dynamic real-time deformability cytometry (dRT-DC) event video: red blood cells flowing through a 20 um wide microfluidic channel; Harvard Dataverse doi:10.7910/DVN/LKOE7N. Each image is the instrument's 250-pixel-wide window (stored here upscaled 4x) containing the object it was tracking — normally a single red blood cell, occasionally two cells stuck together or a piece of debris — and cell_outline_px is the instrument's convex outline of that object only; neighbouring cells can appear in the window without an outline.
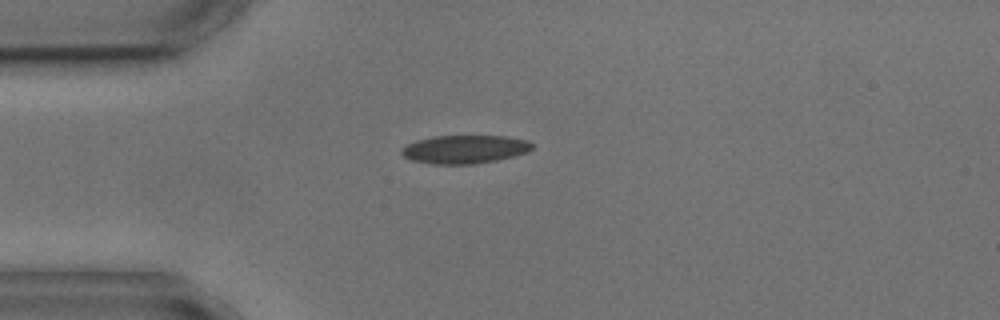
{"species": "common noctule bat (a hibernating species)", "species_latin": "Nyctalus noctula", "temperature_condition": "cold", "stored_images_in_passage": 1, "camera_frame_rate_fps": 3000, "um_per_image_px": 0.085, "animal": {"sex": "male", "body_mass_g": 17.9, "forearm_length_mm": 54.2}, "frame": {"image": 1, "passage_image": 1, "time_ms": 0.0, "image_size_px": [1000, 320], "cell_outline_px": [[532, 148], [528, 152], [496, 160], [472, 164], [432, 164], [412, 160], [404, 156], [400, 152], [400, 148], [416, 140], [432, 136], [504, 136], [528, 140], [532, 144]], "centroid_in_image_um": [39.47, 12.68], "position_along_channel_um": 45.5, "area_um2": 21.5}}